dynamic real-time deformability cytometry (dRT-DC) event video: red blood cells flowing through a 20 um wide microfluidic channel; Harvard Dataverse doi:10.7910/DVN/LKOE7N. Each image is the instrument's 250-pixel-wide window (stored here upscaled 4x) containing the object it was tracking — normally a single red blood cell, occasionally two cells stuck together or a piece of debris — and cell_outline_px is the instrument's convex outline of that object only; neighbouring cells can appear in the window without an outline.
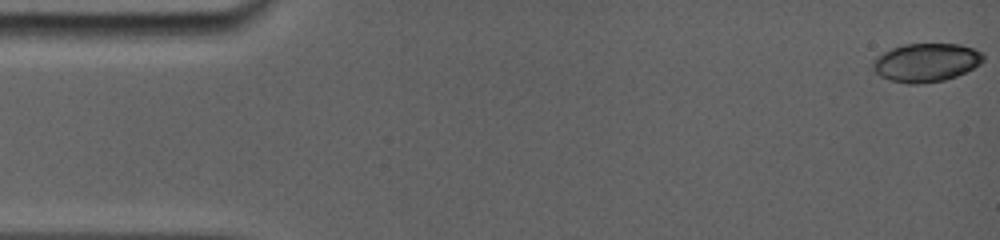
{"species": "common noctule bat (a hibernating species)", "species_latin": "Nyctalus noctula", "temperature_condition": "room temperature", "stored_images_in_passage": 24, "camera_frame_rate_fps": 5000, "um_per_image_px": 0.085, "animal": {"sex": "female", "body_mass_g": 19.0, "forearm_length_mm": 56.7}, "frame": {"image": 1, "passage_image": 1, "time_ms": 0.0, "image_size_px": [1000, 240], "cell_outline_px": [[984, 60], [980, 64], [956, 76], [944, 80], [916, 84], [908, 84], [888, 80], [880, 76], [872, 68], [872, 64], [876, 56], [892, 48], [904, 44], [960, 44], [972, 48], [980, 52], [984, 56]], "centroid_in_image_um": [78.69, 5.31], "position_along_channel_um": 6.3, "area_um2": 24.68}}
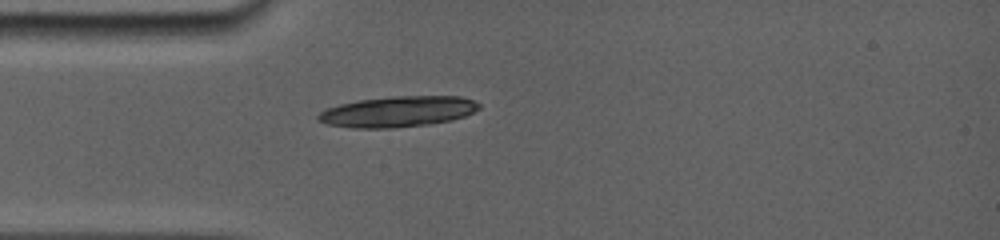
{"frame": {"image": 2, "passage_image": 24, "time_ms": 4.4, "image_size_px": [1000, 240], "cell_outline_px": [[480, 108], [464, 116], [452, 120], [428, 124], [392, 128], [352, 128], [328, 124], [316, 120], [316, 116], [320, 112], [328, 108], [340, 104], [360, 100], [392, 96], [460, 96], [472, 100], [480, 104]], "centroid_in_image_um": [33.8, 9.49], "position_along_channel_um": 51.2, "area_um2": 28.73}}